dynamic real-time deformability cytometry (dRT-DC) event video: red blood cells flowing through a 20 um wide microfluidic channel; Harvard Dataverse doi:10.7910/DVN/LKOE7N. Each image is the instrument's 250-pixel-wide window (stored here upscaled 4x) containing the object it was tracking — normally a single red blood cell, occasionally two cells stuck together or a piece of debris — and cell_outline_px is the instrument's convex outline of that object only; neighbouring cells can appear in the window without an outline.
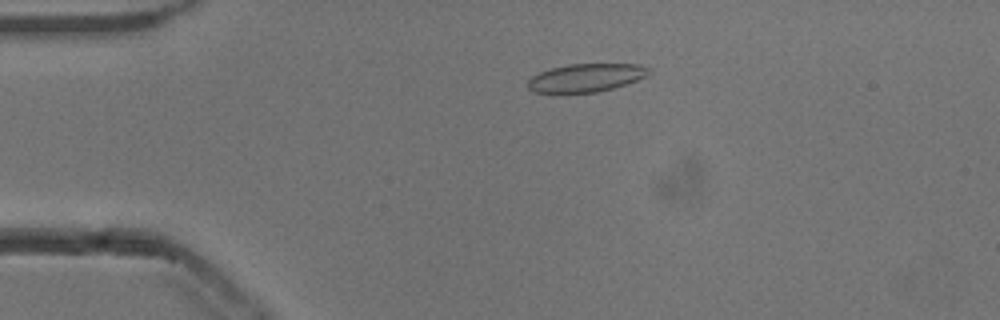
{"species": "common noctule bat (a hibernating species)", "species_latin": "Nyctalus noctula", "temperature_condition": "cold", "stored_images_in_passage": 45, "camera_frame_rate_fps": 3000, "um_per_image_px": 0.085, "animal": {"sex": "male", "body_mass_g": 13.3}, "frame": {"image": 1, "passage_image": 3, "time_ms": 0.667, "image_size_px": [1000, 320], "cell_outline_px": [[652, 72], [636, 80], [612, 88], [596, 92], [532, 92], [528, 88], [528, 80], [532, 76], [540, 72], [552, 68], [568, 64], [640, 64], [652, 68]], "centroid_in_image_um": [49.83, 6.59], "position_along_channel_um": 35.2, "area_um2": 19.65}}
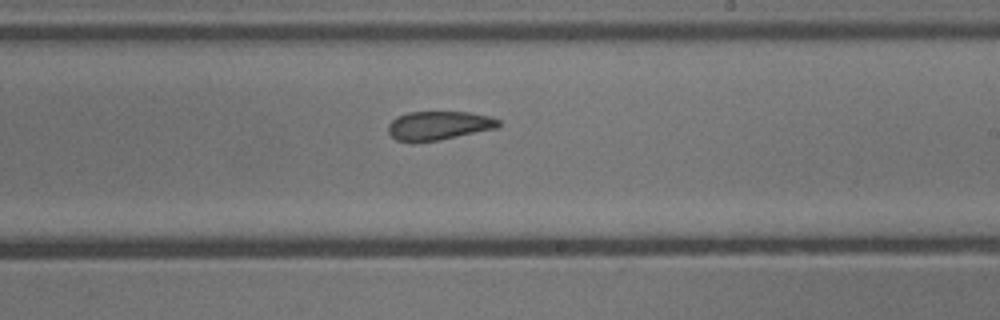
{"frame": {"image": 2, "passage_image": 23, "time_ms": 7.333, "image_size_px": [1000, 320], "cell_outline_px": [[500, 124], [496, 128], [436, 140], [396, 140], [388, 132], [388, 124], [396, 116], [408, 112], [468, 112], [492, 116], [500, 120]], "centroid_in_image_um": [37.3, 10.63], "position_along_channel_um": 251.7, "area_um2": 18.09}}
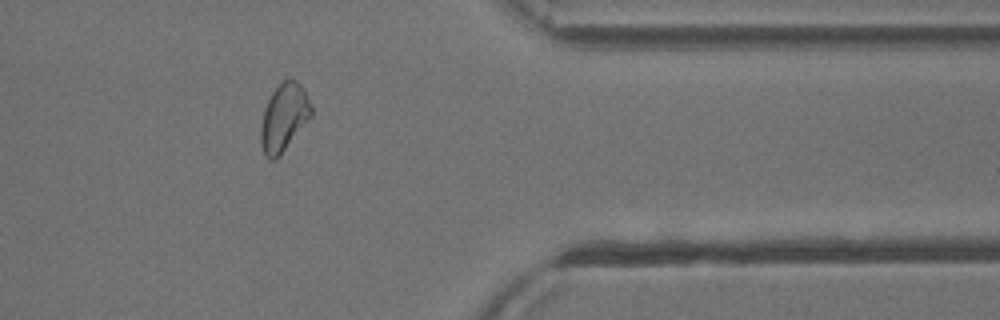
{"frame": {"image": 3, "passage_image": 35, "time_ms": 11.333, "image_size_px": [1000, 320], "cell_outline_px": [[312, 116], [280, 156], [276, 160], [272, 160], [264, 152], [260, 144], [260, 128], [264, 108], [272, 92], [284, 80], [296, 80], [304, 88], [312, 104]], "centroid_in_image_um": [24.15, 9.99], "position_along_channel_um": 387.3, "area_um2": 19.94}, "authors_computed_cell_mechanics": {"area_um2": 19.652, "velocity_mm_per_s": 3.8317, "shape_relaxation_time_tau1_ms": 8.0282, "shape_relaxation_time_tau2_ms": 1.6328, "deformation_change_tau1": 0.1671, "deformation_change_tau2": 0.0784}}